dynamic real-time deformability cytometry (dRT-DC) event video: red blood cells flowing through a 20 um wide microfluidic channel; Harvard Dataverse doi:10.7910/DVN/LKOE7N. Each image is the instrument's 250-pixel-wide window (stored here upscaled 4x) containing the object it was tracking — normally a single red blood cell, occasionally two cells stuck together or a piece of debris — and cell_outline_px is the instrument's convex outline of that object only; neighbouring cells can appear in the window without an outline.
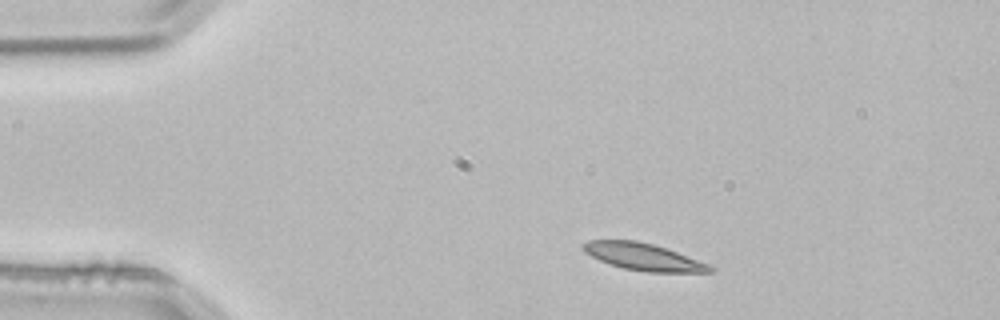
{"species": "common noctule bat (a hibernating species)", "species_latin": "Nyctalus noctula", "temperature_condition": "room temperature", "stored_images_in_passage": 2, "camera_frame_rate_fps": 3000, "um_per_image_px": 0.085, "animal": {"sex": "male", "body_mass_g": 21.5, "forearm_length_mm": 52.0}, "frame": {"image": 1, "passage_image": 1, "time_ms": 0.0, "image_size_px": [1000, 320], "cell_outline_px": [[716, 268], [712, 272], [648, 272], [624, 268], [608, 264], [584, 252], [580, 248], [580, 244], [588, 240], [636, 240], [652, 244], [676, 252], [708, 264]], "centroid_in_image_um": [54.62, 21.82], "position_along_channel_um": 30.4, "area_um2": 19.88}}